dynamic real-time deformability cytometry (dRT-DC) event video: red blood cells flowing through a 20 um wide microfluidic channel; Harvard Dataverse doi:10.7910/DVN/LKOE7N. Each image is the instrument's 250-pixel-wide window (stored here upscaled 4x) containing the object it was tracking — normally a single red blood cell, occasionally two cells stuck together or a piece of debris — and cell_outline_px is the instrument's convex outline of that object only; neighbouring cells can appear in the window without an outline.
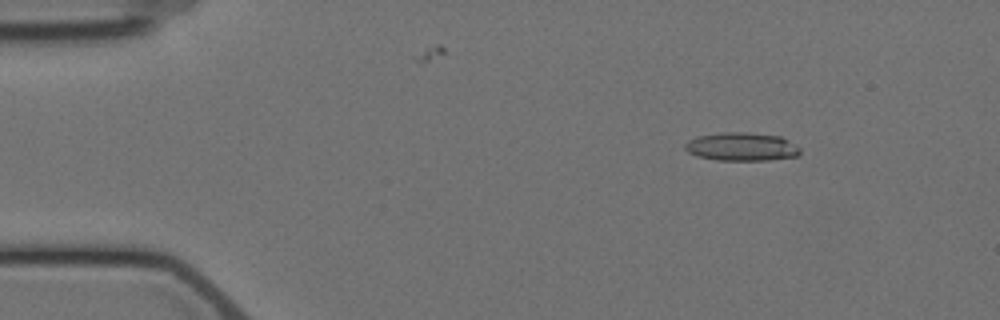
{"species": "Egyptian fruit bat (a non-hibernating species)", "species_latin": "Rousettus aegyptiacus", "temperature_condition": "cold", "stored_images_in_passage": 10, "camera_frame_rate_fps": 3000, "um_per_image_px": 0.085, "animal": {"sex": "female"}, "frame": {"image": 1, "passage_image": 3, "time_ms": 2.333, "image_size_px": [1000, 320], "cell_outline_px": [[800, 152], [796, 156], [768, 160], [716, 160], [696, 156], [688, 152], [684, 148], [684, 144], [688, 140], [696, 136], [724, 132], [748, 132], [780, 136], [788, 140], [800, 148]], "centroid_in_image_um": [63.0, 12.46], "position_along_channel_um": 22.0, "area_um2": 19.07}}
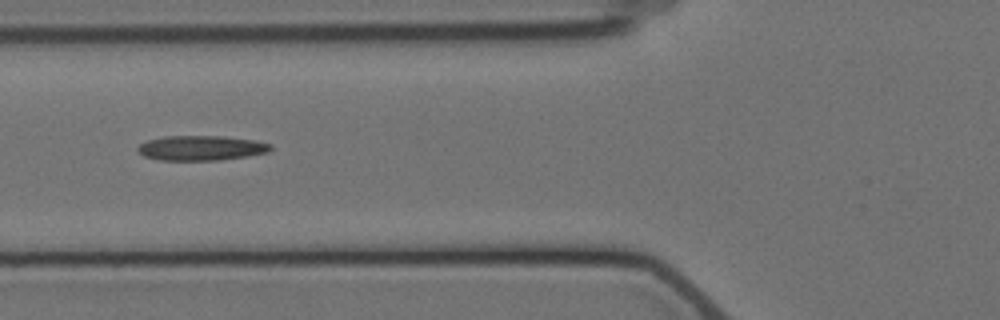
{"frame": {"image": 2, "passage_image": 7, "time_ms": 7.0, "image_size_px": [1000, 320], "cell_outline_px": [[272, 148], [268, 152], [248, 156], [220, 160], [160, 160], [144, 156], [136, 148], [140, 144], [148, 140], [164, 136], [224, 136], [256, 140], [272, 144]], "centroid_in_image_um": [17.13, 12.57], "position_along_channel_um": 108.7, "area_um2": 19.31}}
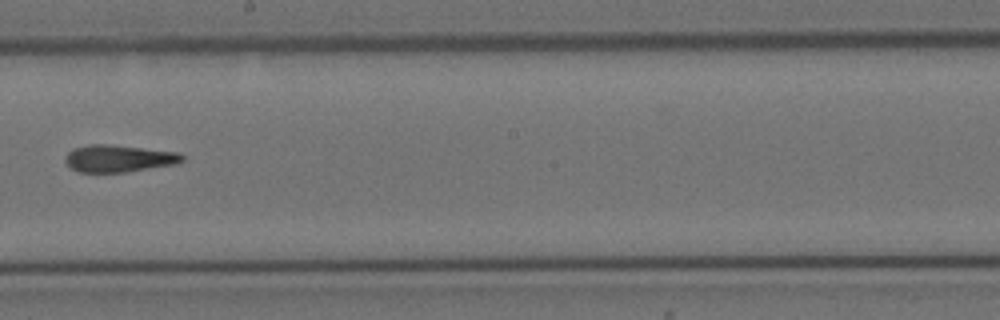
{"frame": {"image": 3, "passage_image": 10, "time_ms": 10.667, "image_size_px": [1000, 320], "cell_outline_px": [[184, 160], [176, 164], [124, 172], [80, 172], [72, 168], [64, 160], [68, 152], [72, 148], [88, 144], [108, 144], [180, 152], [184, 156]], "centroid_in_image_um": [10.1, 13.46], "position_along_channel_um": 238.1, "area_um2": 18.5}}